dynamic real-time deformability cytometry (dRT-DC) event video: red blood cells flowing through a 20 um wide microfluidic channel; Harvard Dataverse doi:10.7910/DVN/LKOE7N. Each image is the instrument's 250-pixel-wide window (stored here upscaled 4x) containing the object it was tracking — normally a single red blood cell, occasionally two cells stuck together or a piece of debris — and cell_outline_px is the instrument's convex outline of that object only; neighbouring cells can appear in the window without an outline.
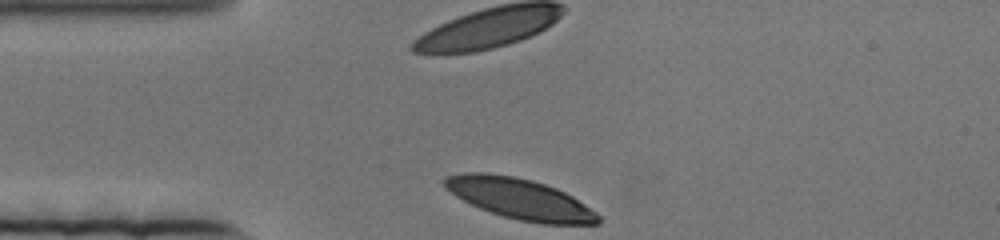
{"species": "human", "species_latin": "Homo sapiens", "temperature_condition": "cold", "stored_images_in_passage": 49, "camera_frame_rate_fps": 3000, "um_per_image_px": 0.085, "donor": {"sex": "female"}, "frame": {"image": 1, "passage_image": 1, "time_ms": 0.0, "image_size_px": [1000, 240], "cell_outline_px": [[600, 224], [540, 224], [520, 220], [504, 216], [480, 208], [456, 196], [444, 188], [444, 180], [448, 176], [460, 172], [488, 172], [512, 176], [532, 180], [556, 188], [572, 196], [596, 212], [600, 216]], "centroid_in_image_um": [44.19, 16.89], "position_along_channel_um": 40.8, "area_um2": 36.24}}